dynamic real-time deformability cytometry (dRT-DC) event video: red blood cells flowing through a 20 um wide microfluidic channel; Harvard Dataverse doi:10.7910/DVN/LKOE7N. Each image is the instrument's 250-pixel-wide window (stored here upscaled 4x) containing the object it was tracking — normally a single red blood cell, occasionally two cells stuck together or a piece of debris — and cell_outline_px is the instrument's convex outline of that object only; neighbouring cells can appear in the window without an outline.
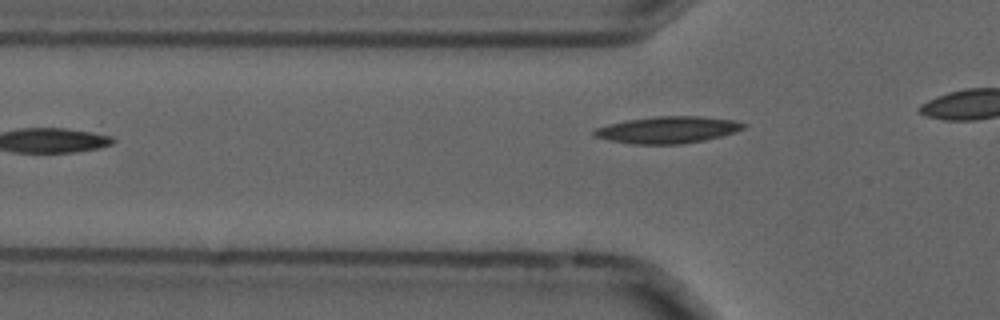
{"species": "common noctule bat (a hibernating species)", "species_latin": "Nyctalus noctula", "temperature_condition": "cold", "stored_images_in_passage": 8, "camera_frame_rate_fps": 3000, "um_per_image_px": 0.085, "animal": {"sex": "male", "forearm_length_mm": 52.5}, "frame": {"image": 1, "passage_image": 2, "time_ms": 0.333, "image_size_px": [1000, 320], "cell_outline_px": [[748, 124], [744, 128], [720, 136], [704, 140], [680, 144], [632, 144], [608, 140], [592, 136], [592, 132], [596, 128], [608, 124], [628, 120], [656, 116], [700, 116], [736, 120]], "centroid_in_image_um": [56.74, 11.03], "position_along_channel_um": 69.1, "area_um2": 23.29}}
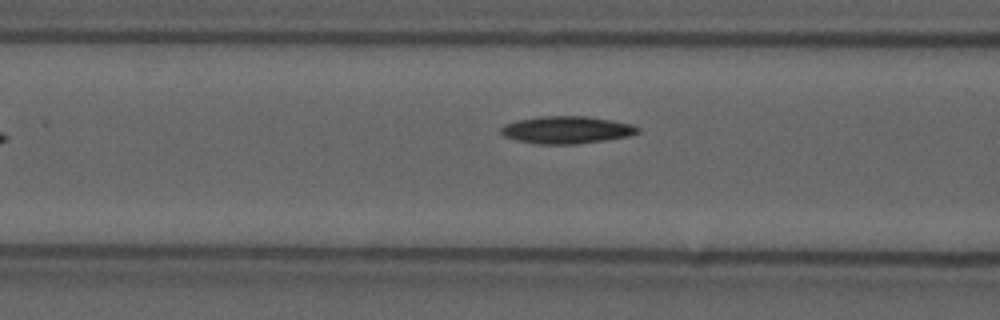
{"frame": {"image": 2, "passage_image": 6, "time_ms": 1.667, "image_size_px": [1000, 320], "cell_outline_px": [[640, 132], [628, 136], [604, 140], [576, 144], [536, 144], [516, 140], [504, 136], [500, 132], [500, 128], [504, 124], [516, 120], [540, 116], [588, 116], [612, 120], [632, 124], [640, 128]], "centroid_in_image_um": [48.14, 11.03], "position_along_channel_um": 118.5, "area_um2": 21.96}}